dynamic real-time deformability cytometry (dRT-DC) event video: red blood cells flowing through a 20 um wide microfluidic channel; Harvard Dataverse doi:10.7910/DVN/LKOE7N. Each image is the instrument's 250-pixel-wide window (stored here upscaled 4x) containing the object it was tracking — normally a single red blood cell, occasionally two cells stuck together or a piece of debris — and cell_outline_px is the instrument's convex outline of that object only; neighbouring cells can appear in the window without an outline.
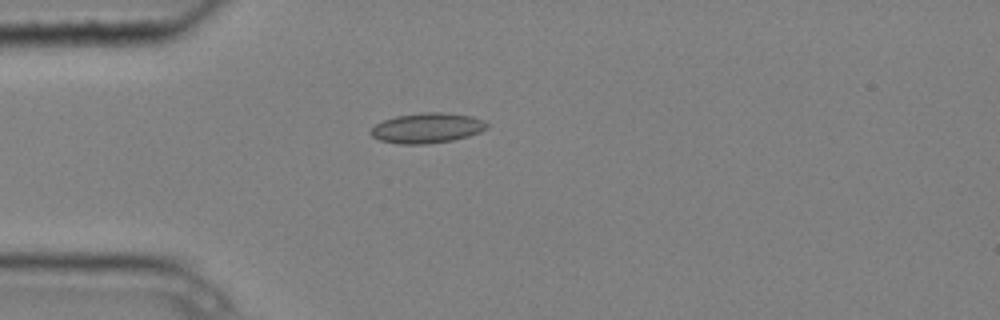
{"species": "common noctule bat (a hibernating species)", "species_latin": "Nyctalus noctula", "temperature_condition": "cold", "stored_images_in_passage": 5, "camera_frame_rate_fps": 3000, "um_per_image_px": 0.085, "animal": {"sex": "male", "body_mass_g": 20.4}, "frame": {"image": 1, "passage_image": 4, "time_ms": 1.0, "image_size_px": [1000, 320], "cell_outline_px": [[488, 128], [480, 132], [468, 136], [452, 140], [428, 144], [400, 144], [380, 140], [372, 136], [368, 132], [376, 124], [384, 120], [396, 116], [420, 112], [440, 112], [472, 116], [484, 120], [488, 124]], "centroid_in_image_um": [36.31, 10.88], "position_along_channel_um": 48.7, "area_um2": 20.46}}